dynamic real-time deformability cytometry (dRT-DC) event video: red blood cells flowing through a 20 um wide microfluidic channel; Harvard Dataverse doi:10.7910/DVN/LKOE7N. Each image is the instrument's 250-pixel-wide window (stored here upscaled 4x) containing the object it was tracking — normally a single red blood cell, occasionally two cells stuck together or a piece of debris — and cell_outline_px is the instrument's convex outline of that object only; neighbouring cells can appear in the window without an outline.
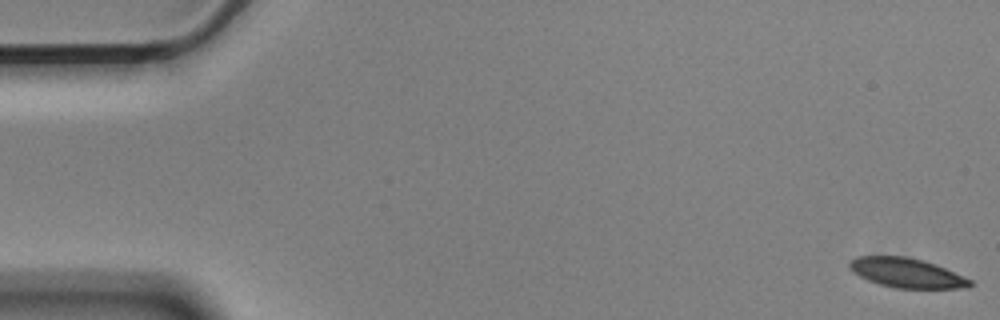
{"species": "Egyptian fruit bat (a non-hibernating species)", "species_latin": "Rousettus aegyptiacus", "temperature_condition": "cold", "stored_images_in_passage": 56, "camera_frame_rate_fps": 3000, "um_per_image_px": 0.085, "animal": {"sex": "male"}, "frame": {"image": 1, "passage_image": 1, "time_ms": 0.0, "image_size_px": [1000, 320], "cell_outline_px": [[972, 284], [968, 288], [896, 288], [880, 284], [868, 280], [852, 272], [848, 264], [856, 256], [904, 256], [924, 260], [936, 264], [972, 280]], "centroid_in_image_um": [77.07, 23.19], "position_along_channel_um": 7.9, "area_um2": 20.69}}
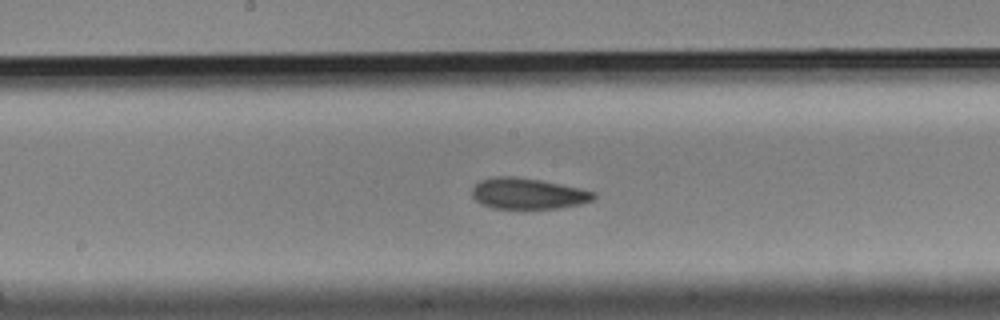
{"frame": {"image": 2, "passage_image": 29, "time_ms": 9.333, "image_size_px": [1000, 320], "cell_outline_px": [[596, 196], [592, 200], [580, 204], [560, 208], [492, 208], [480, 204], [472, 196], [472, 188], [480, 180], [496, 176], [516, 176], [540, 180], [580, 188], [596, 192]], "centroid_in_image_um": [44.86, 16.45], "position_along_channel_um": 203.3, "area_um2": 21.96}}
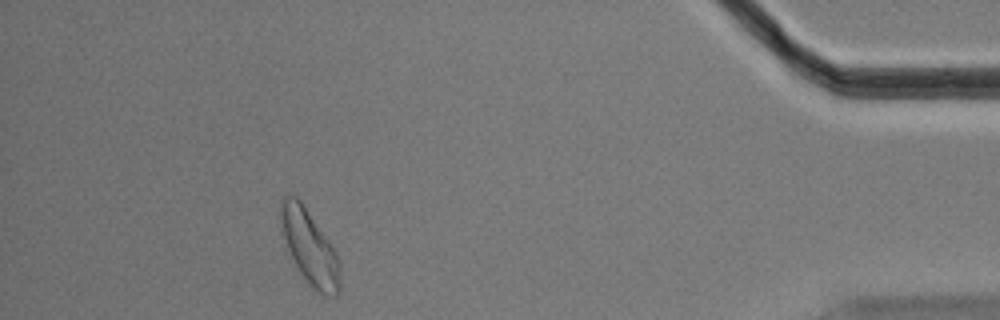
{"frame": {"image": 3, "passage_image": 51, "time_ms": 16.667, "image_size_px": [1000, 320], "cell_outline_px": [[340, 292], [336, 296], [324, 296], [300, 272], [288, 248], [284, 236], [280, 220], [280, 200], [284, 196], [296, 196], [300, 200], [336, 252], [340, 260]], "centroid_in_image_um": [26.34, 21.01], "position_along_channel_um": 408.9, "area_um2": 24.91}, "authors_computed_cell_mechanics": {"area_um2": 22.3975, "velocity_mm_per_s": 3.5578, "shape_relaxation_time_tau1_ms": 5.0764, "shape_relaxation_time_tau2_ms": 2.476, "deformation_change_tau1": 0.1147, "deformation_change_tau2": 0.0743}}